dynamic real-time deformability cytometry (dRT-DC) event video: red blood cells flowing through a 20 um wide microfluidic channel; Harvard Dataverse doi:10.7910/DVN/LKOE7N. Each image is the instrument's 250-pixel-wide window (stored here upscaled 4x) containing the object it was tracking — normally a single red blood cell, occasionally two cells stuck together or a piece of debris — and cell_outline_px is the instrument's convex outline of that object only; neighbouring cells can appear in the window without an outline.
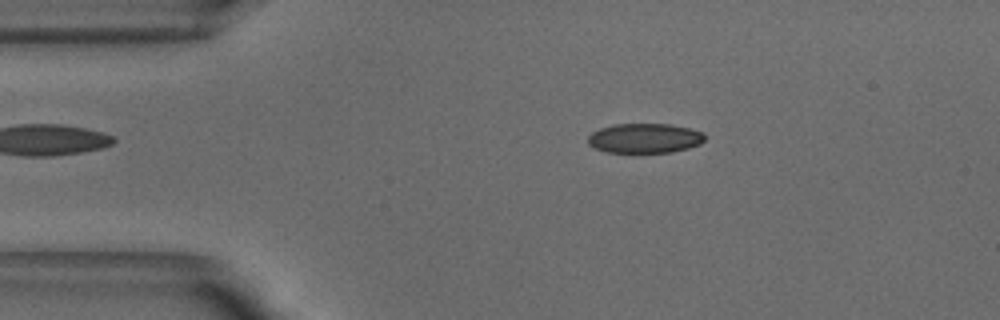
{"species": "common noctule bat (a hibernating species)", "species_latin": "Nyctalus noctula", "temperature_condition": "warm", "stored_images_in_passage": 50, "camera_frame_rate_fps": 3000, "um_per_image_px": 0.085, "animal": {"sex": "male", "body_mass_g": 18.8}, "frame": {"image": 1, "passage_image": 8, "time_ms": 2.333, "image_size_px": [1000, 320], "cell_outline_px": [[704, 140], [700, 144], [688, 148], [672, 152], [608, 152], [596, 148], [588, 144], [588, 136], [592, 132], [600, 128], [612, 124], [668, 124], [688, 128], [704, 132]], "centroid_in_image_um": [54.79, 11.74], "position_along_channel_um": 30.2, "area_um2": 20.11}}
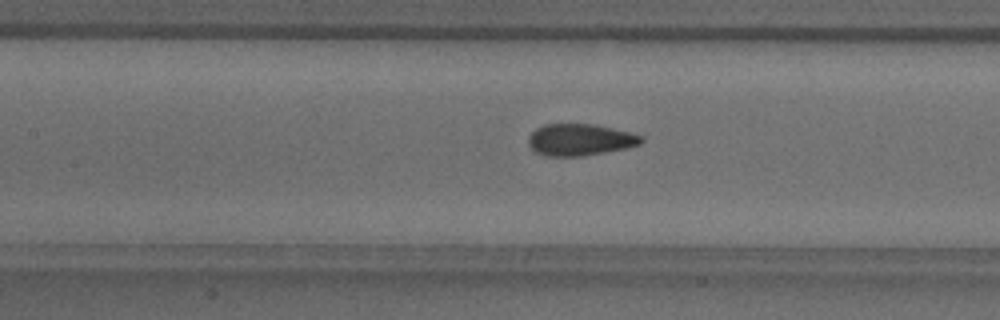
{"frame": {"image": 2, "passage_image": 21, "time_ms": 6.667, "image_size_px": [1000, 320], "cell_outline_px": [[644, 140], [640, 144], [628, 148], [584, 156], [548, 156], [536, 152], [528, 144], [528, 136], [536, 128], [544, 124], [596, 124], [644, 136]], "centroid_in_image_um": [49.31, 11.88], "position_along_channel_um": 158.1, "area_um2": 20.98}}
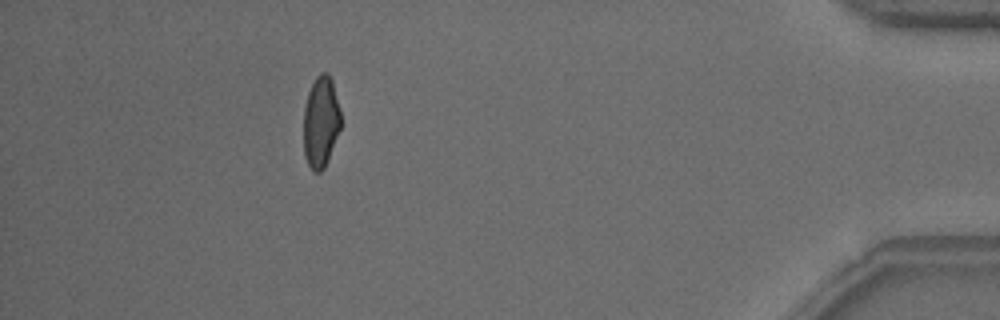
{"frame": {"image": 3, "passage_image": 45, "time_ms": 14.667, "image_size_px": [1000, 320], "cell_outline_px": [[340, 128], [328, 160], [324, 168], [320, 172], [312, 172], [304, 156], [304, 108], [308, 92], [316, 76], [320, 72], [328, 72], [332, 80], [340, 108]], "centroid_in_image_um": [27.26, 10.36], "position_along_channel_um": 407.9, "area_um2": 19.88}, "authors_computed_cell_mechanics": {"area_um2": 20.8947, "velocity_mm_per_s": 3.8605, "shape_relaxation_time_tau1_ms": 5.7636, "shape_relaxation_time_tau2_ms": 0.8464, "deformation_change_tau1": 0.1311, "deformation_change_tau2": 0.0479}}